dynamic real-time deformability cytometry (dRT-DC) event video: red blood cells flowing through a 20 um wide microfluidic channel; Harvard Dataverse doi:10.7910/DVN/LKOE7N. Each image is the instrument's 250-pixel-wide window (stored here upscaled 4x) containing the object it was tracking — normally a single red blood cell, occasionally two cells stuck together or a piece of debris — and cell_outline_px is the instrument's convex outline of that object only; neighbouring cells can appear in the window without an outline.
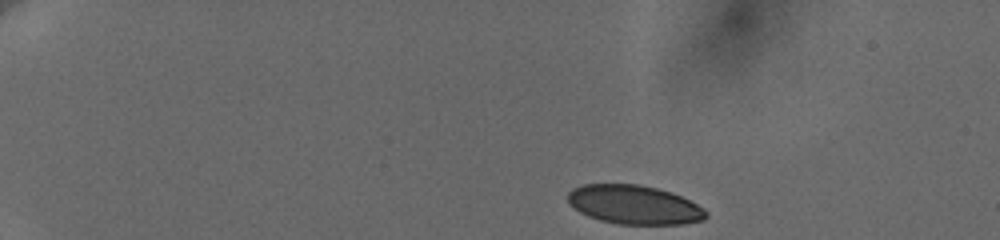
{"species": "human", "species_latin": "Homo sapiens", "temperature_condition": "cold", "stored_images_in_passage": 44, "camera_frame_rate_fps": 3000, "um_per_image_px": 0.085, "donor": {"sex": "female"}, "frame": {"image": 1, "passage_image": 1, "time_ms": 0.0, "image_size_px": [1000, 240], "cell_outline_px": [[708, 216], [704, 220], [680, 224], [616, 224], [600, 220], [588, 216], [580, 212], [568, 204], [568, 192], [572, 188], [580, 184], [640, 184], [672, 192], [704, 208], [708, 212]], "centroid_in_image_um": [53.88, 17.4], "position_along_channel_um": 31.1, "area_um2": 31.56}}
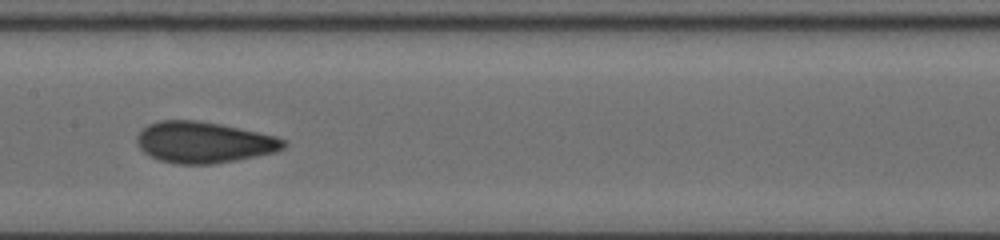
{"frame": {"image": 2, "passage_image": 23, "time_ms": 7.333, "image_size_px": [1000, 240], "cell_outline_px": [[288, 144], [284, 148], [276, 152], [256, 156], [212, 164], [180, 164], [160, 160], [144, 152], [136, 144], [136, 136], [148, 124], [160, 120], [196, 120], [220, 124], [276, 136], [284, 140]], "centroid_in_image_um": [17.32, 12.09], "position_along_channel_um": 190.1, "area_um2": 35.03}}
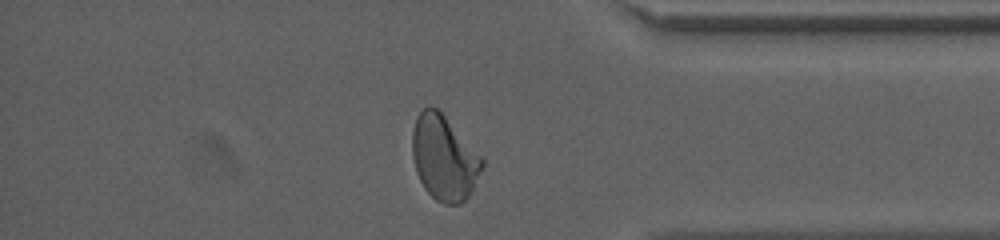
{"frame": {"image": 3, "passage_image": 41, "time_ms": 13.333, "image_size_px": [1000, 240], "cell_outline_px": [[484, 164], [468, 196], [460, 204], [444, 204], [436, 200], [424, 188], [416, 172], [412, 156], [412, 132], [416, 116], [428, 104], [432, 104], [440, 108], [484, 160]], "centroid_in_image_um": [37.72, 13.36], "position_along_channel_um": 397.5, "area_um2": 34.74}, "authors_computed_cell_mechanics": {"area_um2": 33.8708, "velocity_mm_per_s": 3.6346, "shape_relaxation_time_tau1_ms": 5.4524, "shape_relaxation_time_tau2_ms": 1.1039, "deformation_change_tau1": 0.1534, "deformation_change_tau2": 0.0541}}